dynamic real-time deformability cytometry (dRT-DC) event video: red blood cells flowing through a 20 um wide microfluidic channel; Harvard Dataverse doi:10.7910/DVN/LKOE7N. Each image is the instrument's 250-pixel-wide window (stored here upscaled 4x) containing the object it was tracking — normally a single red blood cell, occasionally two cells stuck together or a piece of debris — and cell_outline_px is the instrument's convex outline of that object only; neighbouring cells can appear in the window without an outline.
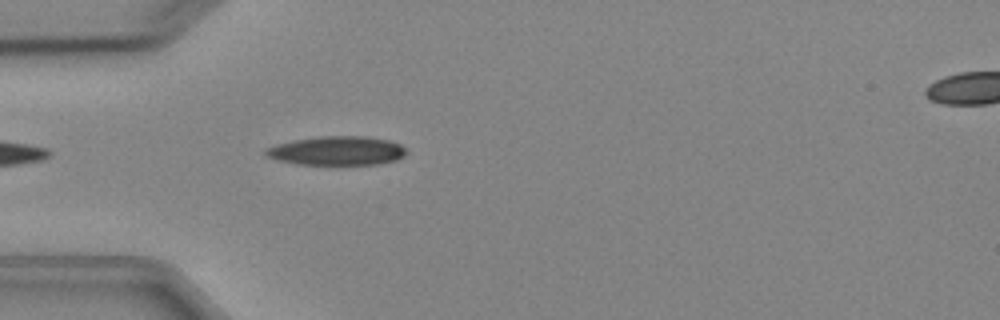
{"species": "Egyptian fruit bat (a non-hibernating species)", "species_latin": "Rousettus aegyptiacus", "temperature_condition": "cold", "stored_images_in_passage": 5, "camera_frame_rate_fps": 3000, "um_per_image_px": 0.085, "animal": {"sex": "female"}, "frame": {"image": 1, "passage_image": 4, "time_ms": 4.333, "image_size_px": [1000, 320], "cell_outline_px": [[408, 152], [404, 156], [396, 160], [376, 164], [296, 164], [276, 160], [264, 156], [264, 148], [276, 144], [292, 140], [320, 136], [364, 136], [388, 140], [400, 144]], "centroid_in_image_um": [28.59, 12.81], "position_along_channel_um": 56.4, "area_um2": 23.87}}